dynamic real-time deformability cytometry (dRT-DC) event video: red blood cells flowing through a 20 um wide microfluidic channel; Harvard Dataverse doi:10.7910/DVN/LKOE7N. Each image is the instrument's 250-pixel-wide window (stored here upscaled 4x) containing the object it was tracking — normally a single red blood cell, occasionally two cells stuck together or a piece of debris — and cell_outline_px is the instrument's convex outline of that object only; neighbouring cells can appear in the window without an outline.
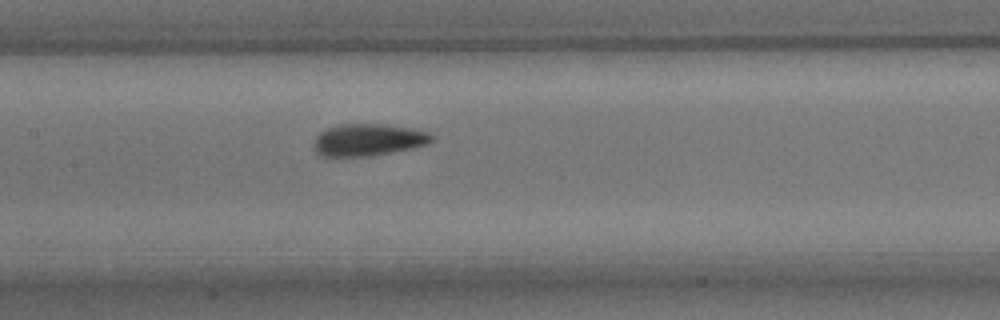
{"species": "common noctule bat (a hibernating species)", "species_latin": "Nyctalus noctula", "temperature_condition": "room temperature", "stored_images_in_passage": 7, "segment_of_instrument_passage": [1, 2], "camera_frame_rate_fps": 3000, "um_per_image_px": 0.085, "animal": {"sex": "male", "body_mass_g": 15.6}, "frame": {"image": 1, "passage_image": 6, "time_ms": 6.667, "image_size_px": [1000, 320], "cell_outline_px": [[436, 140], [428, 144], [412, 148], [372, 156], [320, 156], [312, 148], [312, 144], [316, 136], [324, 128], [344, 124], [388, 124], [412, 128], [428, 132], [436, 136]], "centroid_in_image_um": [31.31, 11.88], "position_along_channel_um": 176.1, "area_um2": 22.48}}